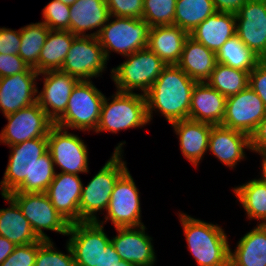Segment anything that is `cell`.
Segmentation results:
<instances>
[{
  "label": "cell",
  "mask_w": 266,
  "mask_h": 266,
  "mask_svg": "<svg viewBox=\"0 0 266 266\" xmlns=\"http://www.w3.org/2000/svg\"><path fill=\"white\" fill-rule=\"evenodd\" d=\"M196 81L176 64L166 65L145 94L149 122L153 110L170 123L189 119L191 94Z\"/></svg>",
  "instance_id": "cell-1"
},
{
  "label": "cell",
  "mask_w": 266,
  "mask_h": 266,
  "mask_svg": "<svg viewBox=\"0 0 266 266\" xmlns=\"http://www.w3.org/2000/svg\"><path fill=\"white\" fill-rule=\"evenodd\" d=\"M187 247L198 266H229L230 246L224 229L179 213Z\"/></svg>",
  "instance_id": "cell-2"
},
{
  "label": "cell",
  "mask_w": 266,
  "mask_h": 266,
  "mask_svg": "<svg viewBox=\"0 0 266 266\" xmlns=\"http://www.w3.org/2000/svg\"><path fill=\"white\" fill-rule=\"evenodd\" d=\"M118 143L112 157L95 174L86 186H82L79 203V222L98 221L97 212L106 211L114 185L118 178L128 169L122 160L123 144Z\"/></svg>",
  "instance_id": "cell-3"
},
{
  "label": "cell",
  "mask_w": 266,
  "mask_h": 266,
  "mask_svg": "<svg viewBox=\"0 0 266 266\" xmlns=\"http://www.w3.org/2000/svg\"><path fill=\"white\" fill-rule=\"evenodd\" d=\"M111 97L110 103V99L104 97L96 133L106 131L116 134L120 130L149 124L145 95L116 90Z\"/></svg>",
  "instance_id": "cell-4"
},
{
  "label": "cell",
  "mask_w": 266,
  "mask_h": 266,
  "mask_svg": "<svg viewBox=\"0 0 266 266\" xmlns=\"http://www.w3.org/2000/svg\"><path fill=\"white\" fill-rule=\"evenodd\" d=\"M150 28L142 18L110 16L97 38L107 60L112 51L125 57L147 48Z\"/></svg>",
  "instance_id": "cell-5"
},
{
  "label": "cell",
  "mask_w": 266,
  "mask_h": 266,
  "mask_svg": "<svg viewBox=\"0 0 266 266\" xmlns=\"http://www.w3.org/2000/svg\"><path fill=\"white\" fill-rule=\"evenodd\" d=\"M8 147L12 150L3 180L0 182L1 195L11 192L32 193V168L37 159L48 151L47 137Z\"/></svg>",
  "instance_id": "cell-6"
},
{
  "label": "cell",
  "mask_w": 266,
  "mask_h": 266,
  "mask_svg": "<svg viewBox=\"0 0 266 266\" xmlns=\"http://www.w3.org/2000/svg\"><path fill=\"white\" fill-rule=\"evenodd\" d=\"M125 58L126 61L111 70L117 90L133 93L134 89H141L145 95L166 64L148 47Z\"/></svg>",
  "instance_id": "cell-7"
},
{
  "label": "cell",
  "mask_w": 266,
  "mask_h": 266,
  "mask_svg": "<svg viewBox=\"0 0 266 266\" xmlns=\"http://www.w3.org/2000/svg\"><path fill=\"white\" fill-rule=\"evenodd\" d=\"M104 97L92 81H79L72 90L66 111L54 124L67 130L95 132Z\"/></svg>",
  "instance_id": "cell-8"
},
{
  "label": "cell",
  "mask_w": 266,
  "mask_h": 266,
  "mask_svg": "<svg viewBox=\"0 0 266 266\" xmlns=\"http://www.w3.org/2000/svg\"><path fill=\"white\" fill-rule=\"evenodd\" d=\"M8 195L17 203L39 239L51 240L44 230L55 231L65 236L68 234L70 223L55 209L45 192H11Z\"/></svg>",
  "instance_id": "cell-9"
},
{
  "label": "cell",
  "mask_w": 266,
  "mask_h": 266,
  "mask_svg": "<svg viewBox=\"0 0 266 266\" xmlns=\"http://www.w3.org/2000/svg\"><path fill=\"white\" fill-rule=\"evenodd\" d=\"M107 59L97 37L77 36L68 51L60 71L79 81H90L102 75Z\"/></svg>",
  "instance_id": "cell-10"
},
{
  "label": "cell",
  "mask_w": 266,
  "mask_h": 266,
  "mask_svg": "<svg viewBox=\"0 0 266 266\" xmlns=\"http://www.w3.org/2000/svg\"><path fill=\"white\" fill-rule=\"evenodd\" d=\"M139 197V190L127 169L114 185L105 221L97 222L104 225L109 219L115 228L143 226Z\"/></svg>",
  "instance_id": "cell-11"
},
{
  "label": "cell",
  "mask_w": 266,
  "mask_h": 266,
  "mask_svg": "<svg viewBox=\"0 0 266 266\" xmlns=\"http://www.w3.org/2000/svg\"><path fill=\"white\" fill-rule=\"evenodd\" d=\"M47 140L54 166L61 168V172L75 175L88 173V149L78 135L54 124Z\"/></svg>",
  "instance_id": "cell-12"
},
{
  "label": "cell",
  "mask_w": 266,
  "mask_h": 266,
  "mask_svg": "<svg viewBox=\"0 0 266 266\" xmlns=\"http://www.w3.org/2000/svg\"><path fill=\"white\" fill-rule=\"evenodd\" d=\"M67 241L74 255L75 266H98L100 258L111 241L104 232V225L82 221L69 225Z\"/></svg>",
  "instance_id": "cell-13"
},
{
  "label": "cell",
  "mask_w": 266,
  "mask_h": 266,
  "mask_svg": "<svg viewBox=\"0 0 266 266\" xmlns=\"http://www.w3.org/2000/svg\"><path fill=\"white\" fill-rule=\"evenodd\" d=\"M8 124L0 133V143L17 145L27 140L47 137L54 122L36 102L5 116Z\"/></svg>",
  "instance_id": "cell-14"
},
{
  "label": "cell",
  "mask_w": 266,
  "mask_h": 266,
  "mask_svg": "<svg viewBox=\"0 0 266 266\" xmlns=\"http://www.w3.org/2000/svg\"><path fill=\"white\" fill-rule=\"evenodd\" d=\"M266 116V107L254 90L248 86L235 95L226 97L222 124L250 136Z\"/></svg>",
  "instance_id": "cell-15"
},
{
  "label": "cell",
  "mask_w": 266,
  "mask_h": 266,
  "mask_svg": "<svg viewBox=\"0 0 266 266\" xmlns=\"http://www.w3.org/2000/svg\"><path fill=\"white\" fill-rule=\"evenodd\" d=\"M235 17L236 35L261 60L266 59V0H248Z\"/></svg>",
  "instance_id": "cell-16"
},
{
  "label": "cell",
  "mask_w": 266,
  "mask_h": 266,
  "mask_svg": "<svg viewBox=\"0 0 266 266\" xmlns=\"http://www.w3.org/2000/svg\"><path fill=\"white\" fill-rule=\"evenodd\" d=\"M40 75H43L44 84L42 91H37V103L55 123L66 111L69 97L79 80L60 70Z\"/></svg>",
  "instance_id": "cell-17"
},
{
  "label": "cell",
  "mask_w": 266,
  "mask_h": 266,
  "mask_svg": "<svg viewBox=\"0 0 266 266\" xmlns=\"http://www.w3.org/2000/svg\"><path fill=\"white\" fill-rule=\"evenodd\" d=\"M38 72H22L0 78V110L4 116L37 102Z\"/></svg>",
  "instance_id": "cell-18"
},
{
  "label": "cell",
  "mask_w": 266,
  "mask_h": 266,
  "mask_svg": "<svg viewBox=\"0 0 266 266\" xmlns=\"http://www.w3.org/2000/svg\"><path fill=\"white\" fill-rule=\"evenodd\" d=\"M145 225L137 227H118L117 235L111 238L116 252L122 260L136 266H154L156 262L152 238L146 234Z\"/></svg>",
  "instance_id": "cell-19"
},
{
  "label": "cell",
  "mask_w": 266,
  "mask_h": 266,
  "mask_svg": "<svg viewBox=\"0 0 266 266\" xmlns=\"http://www.w3.org/2000/svg\"><path fill=\"white\" fill-rule=\"evenodd\" d=\"M83 183L79 175L56 173L46 195L60 215L70 224L79 222V203Z\"/></svg>",
  "instance_id": "cell-20"
},
{
  "label": "cell",
  "mask_w": 266,
  "mask_h": 266,
  "mask_svg": "<svg viewBox=\"0 0 266 266\" xmlns=\"http://www.w3.org/2000/svg\"><path fill=\"white\" fill-rule=\"evenodd\" d=\"M250 150L249 136L223 125H213L209 134L208 150L224 165L234 168Z\"/></svg>",
  "instance_id": "cell-21"
},
{
  "label": "cell",
  "mask_w": 266,
  "mask_h": 266,
  "mask_svg": "<svg viewBox=\"0 0 266 266\" xmlns=\"http://www.w3.org/2000/svg\"><path fill=\"white\" fill-rule=\"evenodd\" d=\"M226 97L207 82H196L191 94L189 119L221 125L225 113Z\"/></svg>",
  "instance_id": "cell-22"
},
{
  "label": "cell",
  "mask_w": 266,
  "mask_h": 266,
  "mask_svg": "<svg viewBox=\"0 0 266 266\" xmlns=\"http://www.w3.org/2000/svg\"><path fill=\"white\" fill-rule=\"evenodd\" d=\"M110 17L105 0H77L70 5V32L75 36L97 37ZM86 34V31L94 30Z\"/></svg>",
  "instance_id": "cell-23"
},
{
  "label": "cell",
  "mask_w": 266,
  "mask_h": 266,
  "mask_svg": "<svg viewBox=\"0 0 266 266\" xmlns=\"http://www.w3.org/2000/svg\"><path fill=\"white\" fill-rule=\"evenodd\" d=\"M171 126L179 137L183 156L197 167L208 151L209 134L213 125L186 119L174 122Z\"/></svg>",
  "instance_id": "cell-24"
},
{
  "label": "cell",
  "mask_w": 266,
  "mask_h": 266,
  "mask_svg": "<svg viewBox=\"0 0 266 266\" xmlns=\"http://www.w3.org/2000/svg\"><path fill=\"white\" fill-rule=\"evenodd\" d=\"M189 35L206 48L217 52L228 39L236 35L235 14L216 11Z\"/></svg>",
  "instance_id": "cell-25"
},
{
  "label": "cell",
  "mask_w": 266,
  "mask_h": 266,
  "mask_svg": "<svg viewBox=\"0 0 266 266\" xmlns=\"http://www.w3.org/2000/svg\"><path fill=\"white\" fill-rule=\"evenodd\" d=\"M216 63V52L206 48L189 35L184 42L180 60L176 65L196 82H206Z\"/></svg>",
  "instance_id": "cell-26"
},
{
  "label": "cell",
  "mask_w": 266,
  "mask_h": 266,
  "mask_svg": "<svg viewBox=\"0 0 266 266\" xmlns=\"http://www.w3.org/2000/svg\"><path fill=\"white\" fill-rule=\"evenodd\" d=\"M189 33L177 25L150 28L148 48L166 65L177 64Z\"/></svg>",
  "instance_id": "cell-27"
},
{
  "label": "cell",
  "mask_w": 266,
  "mask_h": 266,
  "mask_svg": "<svg viewBox=\"0 0 266 266\" xmlns=\"http://www.w3.org/2000/svg\"><path fill=\"white\" fill-rule=\"evenodd\" d=\"M229 266H266V225L258 224L230 248Z\"/></svg>",
  "instance_id": "cell-28"
},
{
  "label": "cell",
  "mask_w": 266,
  "mask_h": 266,
  "mask_svg": "<svg viewBox=\"0 0 266 266\" xmlns=\"http://www.w3.org/2000/svg\"><path fill=\"white\" fill-rule=\"evenodd\" d=\"M1 196L10 207L0 209V236L7 238L17 246L38 242L40 239L33 232L17 203L9 195Z\"/></svg>",
  "instance_id": "cell-29"
},
{
  "label": "cell",
  "mask_w": 266,
  "mask_h": 266,
  "mask_svg": "<svg viewBox=\"0 0 266 266\" xmlns=\"http://www.w3.org/2000/svg\"><path fill=\"white\" fill-rule=\"evenodd\" d=\"M76 37L69 30H50L39 55V74L60 70Z\"/></svg>",
  "instance_id": "cell-30"
},
{
  "label": "cell",
  "mask_w": 266,
  "mask_h": 266,
  "mask_svg": "<svg viewBox=\"0 0 266 266\" xmlns=\"http://www.w3.org/2000/svg\"><path fill=\"white\" fill-rule=\"evenodd\" d=\"M233 192L243 206L248 219L266 225V182L260 177L234 187Z\"/></svg>",
  "instance_id": "cell-31"
},
{
  "label": "cell",
  "mask_w": 266,
  "mask_h": 266,
  "mask_svg": "<svg viewBox=\"0 0 266 266\" xmlns=\"http://www.w3.org/2000/svg\"><path fill=\"white\" fill-rule=\"evenodd\" d=\"M217 62L251 72L261 59L237 35L228 39L216 52Z\"/></svg>",
  "instance_id": "cell-32"
},
{
  "label": "cell",
  "mask_w": 266,
  "mask_h": 266,
  "mask_svg": "<svg viewBox=\"0 0 266 266\" xmlns=\"http://www.w3.org/2000/svg\"><path fill=\"white\" fill-rule=\"evenodd\" d=\"M50 29L43 22L31 23L20 28L19 56L39 73V55Z\"/></svg>",
  "instance_id": "cell-33"
},
{
  "label": "cell",
  "mask_w": 266,
  "mask_h": 266,
  "mask_svg": "<svg viewBox=\"0 0 266 266\" xmlns=\"http://www.w3.org/2000/svg\"><path fill=\"white\" fill-rule=\"evenodd\" d=\"M216 12L212 0H177L174 24L189 34Z\"/></svg>",
  "instance_id": "cell-34"
},
{
  "label": "cell",
  "mask_w": 266,
  "mask_h": 266,
  "mask_svg": "<svg viewBox=\"0 0 266 266\" xmlns=\"http://www.w3.org/2000/svg\"><path fill=\"white\" fill-rule=\"evenodd\" d=\"M206 82L223 96L229 97L249 86V72L217 62Z\"/></svg>",
  "instance_id": "cell-35"
},
{
  "label": "cell",
  "mask_w": 266,
  "mask_h": 266,
  "mask_svg": "<svg viewBox=\"0 0 266 266\" xmlns=\"http://www.w3.org/2000/svg\"><path fill=\"white\" fill-rule=\"evenodd\" d=\"M177 0H143L144 19L150 27L174 24Z\"/></svg>",
  "instance_id": "cell-36"
},
{
  "label": "cell",
  "mask_w": 266,
  "mask_h": 266,
  "mask_svg": "<svg viewBox=\"0 0 266 266\" xmlns=\"http://www.w3.org/2000/svg\"><path fill=\"white\" fill-rule=\"evenodd\" d=\"M65 248L69 254L58 251L51 240L40 239L34 266H75L74 255L68 242Z\"/></svg>",
  "instance_id": "cell-37"
},
{
  "label": "cell",
  "mask_w": 266,
  "mask_h": 266,
  "mask_svg": "<svg viewBox=\"0 0 266 266\" xmlns=\"http://www.w3.org/2000/svg\"><path fill=\"white\" fill-rule=\"evenodd\" d=\"M55 167L49 151L37 159L32 168V193L46 192L55 177Z\"/></svg>",
  "instance_id": "cell-38"
},
{
  "label": "cell",
  "mask_w": 266,
  "mask_h": 266,
  "mask_svg": "<svg viewBox=\"0 0 266 266\" xmlns=\"http://www.w3.org/2000/svg\"><path fill=\"white\" fill-rule=\"evenodd\" d=\"M43 23L50 30L70 31V6L59 0H52L42 10Z\"/></svg>",
  "instance_id": "cell-39"
},
{
  "label": "cell",
  "mask_w": 266,
  "mask_h": 266,
  "mask_svg": "<svg viewBox=\"0 0 266 266\" xmlns=\"http://www.w3.org/2000/svg\"><path fill=\"white\" fill-rule=\"evenodd\" d=\"M38 250V242L18 245L0 266H34Z\"/></svg>",
  "instance_id": "cell-40"
},
{
  "label": "cell",
  "mask_w": 266,
  "mask_h": 266,
  "mask_svg": "<svg viewBox=\"0 0 266 266\" xmlns=\"http://www.w3.org/2000/svg\"><path fill=\"white\" fill-rule=\"evenodd\" d=\"M110 16L142 18L143 0H105Z\"/></svg>",
  "instance_id": "cell-41"
},
{
  "label": "cell",
  "mask_w": 266,
  "mask_h": 266,
  "mask_svg": "<svg viewBox=\"0 0 266 266\" xmlns=\"http://www.w3.org/2000/svg\"><path fill=\"white\" fill-rule=\"evenodd\" d=\"M22 72H37L30 68L19 55L0 54V78Z\"/></svg>",
  "instance_id": "cell-42"
},
{
  "label": "cell",
  "mask_w": 266,
  "mask_h": 266,
  "mask_svg": "<svg viewBox=\"0 0 266 266\" xmlns=\"http://www.w3.org/2000/svg\"><path fill=\"white\" fill-rule=\"evenodd\" d=\"M249 86L266 107V59L261 60L249 73Z\"/></svg>",
  "instance_id": "cell-43"
},
{
  "label": "cell",
  "mask_w": 266,
  "mask_h": 266,
  "mask_svg": "<svg viewBox=\"0 0 266 266\" xmlns=\"http://www.w3.org/2000/svg\"><path fill=\"white\" fill-rule=\"evenodd\" d=\"M21 45L20 29L0 28V54L19 55Z\"/></svg>",
  "instance_id": "cell-44"
},
{
  "label": "cell",
  "mask_w": 266,
  "mask_h": 266,
  "mask_svg": "<svg viewBox=\"0 0 266 266\" xmlns=\"http://www.w3.org/2000/svg\"><path fill=\"white\" fill-rule=\"evenodd\" d=\"M250 150L260 156H266V116L259 122L253 133L249 136Z\"/></svg>",
  "instance_id": "cell-45"
},
{
  "label": "cell",
  "mask_w": 266,
  "mask_h": 266,
  "mask_svg": "<svg viewBox=\"0 0 266 266\" xmlns=\"http://www.w3.org/2000/svg\"><path fill=\"white\" fill-rule=\"evenodd\" d=\"M215 10L221 13L237 14L248 0H212Z\"/></svg>",
  "instance_id": "cell-46"
},
{
  "label": "cell",
  "mask_w": 266,
  "mask_h": 266,
  "mask_svg": "<svg viewBox=\"0 0 266 266\" xmlns=\"http://www.w3.org/2000/svg\"><path fill=\"white\" fill-rule=\"evenodd\" d=\"M121 260L122 259L116 252L113 243L110 241L100 258L98 266H117L120 264Z\"/></svg>",
  "instance_id": "cell-47"
},
{
  "label": "cell",
  "mask_w": 266,
  "mask_h": 266,
  "mask_svg": "<svg viewBox=\"0 0 266 266\" xmlns=\"http://www.w3.org/2000/svg\"><path fill=\"white\" fill-rule=\"evenodd\" d=\"M17 245L7 238L0 236V264L14 251Z\"/></svg>",
  "instance_id": "cell-48"
},
{
  "label": "cell",
  "mask_w": 266,
  "mask_h": 266,
  "mask_svg": "<svg viewBox=\"0 0 266 266\" xmlns=\"http://www.w3.org/2000/svg\"><path fill=\"white\" fill-rule=\"evenodd\" d=\"M262 163H261V166H262V174H261V178L266 182V156H263L262 157Z\"/></svg>",
  "instance_id": "cell-49"
},
{
  "label": "cell",
  "mask_w": 266,
  "mask_h": 266,
  "mask_svg": "<svg viewBox=\"0 0 266 266\" xmlns=\"http://www.w3.org/2000/svg\"><path fill=\"white\" fill-rule=\"evenodd\" d=\"M117 266H136L134 264H132L131 262L125 261V260H121L120 264Z\"/></svg>",
  "instance_id": "cell-50"
},
{
  "label": "cell",
  "mask_w": 266,
  "mask_h": 266,
  "mask_svg": "<svg viewBox=\"0 0 266 266\" xmlns=\"http://www.w3.org/2000/svg\"><path fill=\"white\" fill-rule=\"evenodd\" d=\"M60 2H62L63 4L66 5H72L73 3H75L77 0H59Z\"/></svg>",
  "instance_id": "cell-51"
}]
</instances>
